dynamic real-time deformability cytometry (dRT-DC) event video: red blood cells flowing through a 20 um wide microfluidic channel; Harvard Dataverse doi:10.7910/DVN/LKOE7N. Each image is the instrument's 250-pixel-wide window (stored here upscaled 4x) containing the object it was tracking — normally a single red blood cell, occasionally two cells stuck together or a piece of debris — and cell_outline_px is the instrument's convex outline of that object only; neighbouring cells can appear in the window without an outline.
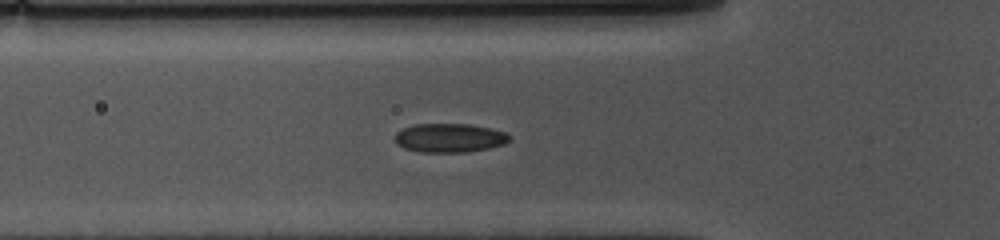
{"species": "common noctule bat (a hibernating species)", "species_latin": "Nyctalus noctula", "temperature_condition": "cold", "stored_images_in_passage": 43, "camera_frame_rate_fps": 3000, "um_per_image_px": 0.085, "animal": {"sex": "female", "body_mass_g": 10.0, "forearm_length_mm": 53.1}, "frame": {"image": 1, "passage_image": 6, "time_ms": 1.667, "image_size_px": [1000, 240], "cell_outline_px": [[512, 136], [504, 144], [488, 148], [468, 152], [420, 152], [404, 148], [396, 144], [396, 132], [404, 128], [416, 124], [468, 124], [492, 128], [504, 132]], "centroid_in_image_um": [38.22, 11.72], "position_along_channel_um": 87.6, "area_um2": 19.25}}
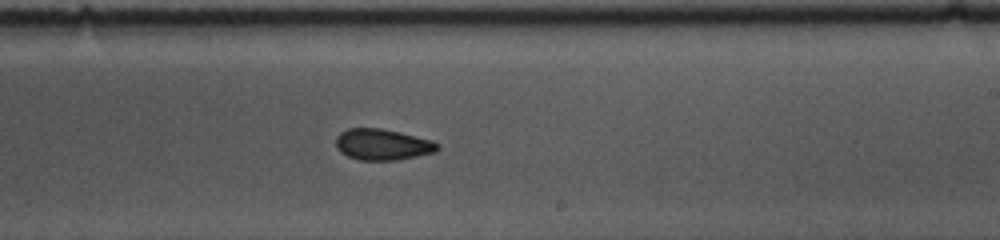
{"frame": {"image": 2, "passage_image": 20, "time_ms": 6.333, "image_size_px": [1000, 240], "cell_outline_px": [[440, 148], [436, 152], [396, 160], [360, 160], [348, 156], [340, 152], [336, 148], [336, 136], [340, 132], [348, 128], [380, 128], [400, 132], [432, 140], [440, 144]], "centroid_in_image_um": [32.51, 12.28], "position_along_channel_um": 256.5, "area_um2": 18.55}}
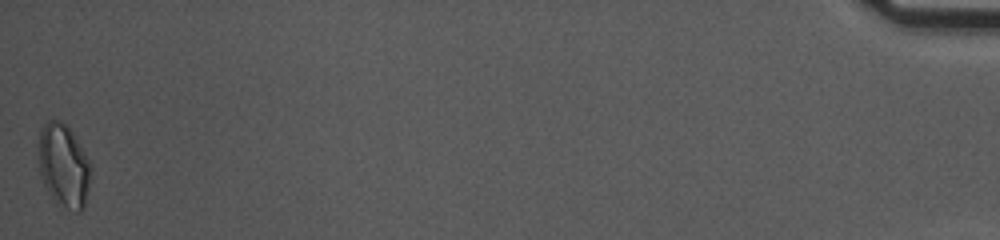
{"frame": {"image": 3, "passage_image": 43, "time_ms": 14.0, "image_size_px": [1000, 240], "cell_outline_px": [[92, 172], [84, 208], [80, 212], [76, 212], [56, 204], [52, 200], [40, 176], [40, 128], [48, 120], [60, 120], [68, 124], [88, 160], [92, 168]], "centroid_in_image_um": [5.43, 14.11], "position_along_channel_um": 429.8, "area_um2": 25.49}, "authors_computed_cell_mechanics": {"area_um2": 19.0162, "velocity_mm_per_s": 3.6096, "shape_relaxation_time_tau1_ms": 4.4869, "shape_relaxation_time_tau2_ms": 4.3824, "deformation_change_tau1": 0.0951, "deformation_change_tau2": 0.0793}}